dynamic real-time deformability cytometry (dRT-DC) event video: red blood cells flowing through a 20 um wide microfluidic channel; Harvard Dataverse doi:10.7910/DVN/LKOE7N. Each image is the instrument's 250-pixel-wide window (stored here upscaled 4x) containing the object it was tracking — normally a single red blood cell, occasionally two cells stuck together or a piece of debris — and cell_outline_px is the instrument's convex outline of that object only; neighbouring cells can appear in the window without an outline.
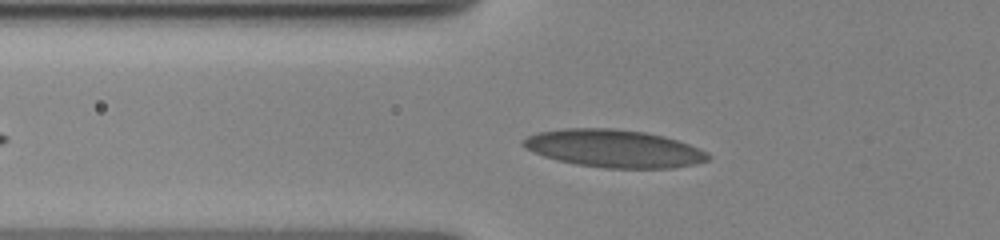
{"species": "human", "species_latin": "Homo sapiens", "temperature_condition": "cold", "stored_images_in_passage": 26, "camera_frame_rate_fps": 3000, "um_per_image_px": 0.085, "donor": {"sex": "female"}, "frame": {"image": 1, "passage_image": 5, "time_ms": 2.333, "image_size_px": [1000, 240], "cell_outline_px": [[712, 156], [708, 160], [696, 164], [672, 168], [604, 168], [576, 164], [556, 160], [532, 152], [524, 148], [520, 144], [520, 140], [536, 132], [564, 128], [612, 128], [644, 132], [664, 136], [688, 144], [708, 152]], "centroid_in_image_um": [52.14, 12.62], "position_along_channel_um": 73.7, "area_um2": 40.92}}
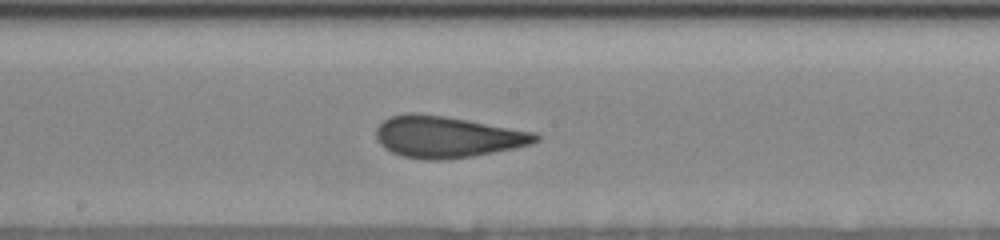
{"frame": {"image": 2, "passage_image": 12, "time_ms": 6.333, "image_size_px": [1000, 240], "cell_outline_px": [[540, 140], [532, 144], [516, 148], [472, 156], [444, 160], [424, 160], [404, 156], [392, 152], [380, 144], [376, 136], [376, 128], [384, 120], [392, 116], [408, 112], [412, 112], [444, 116], [468, 120], [536, 132], [540, 136]], "centroid_in_image_um": [38.03, 11.63], "position_along_channel_um": 210.2, "area_um2": 38.55}}
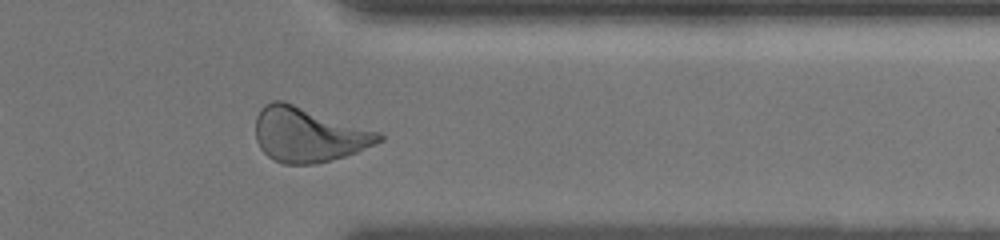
{"frame": {"image": 3, "passage_image": 21, "time_ms": 11.333, "image_size_px": [1000, 240], "cell_outline_px": [[384, 140], [356, 152], [344, 156], [316, 164], [284, 164], [268, 156], [260, 148], [256, 140], [256, 116], [260, 108], [264, 104], [272, 100], [284, 100], [380, 132], [384, 136]], "centroid_in_image_um": [26.2, 11.43], "position_along_channel_um": 385.2, "area_um2": 39.42}, "authors_computed_cell_mechanics": {"area_um2": 38.1191, "velocity_mm_per_s": 3.5137, "shape_relaxation_time_tau1_ms": 6.37, "shape_relaxation_time_tau2_ms": 0.9386, "deformation_change_tau1": 0.1722, "deformation_change_tau2": 0.0739}}